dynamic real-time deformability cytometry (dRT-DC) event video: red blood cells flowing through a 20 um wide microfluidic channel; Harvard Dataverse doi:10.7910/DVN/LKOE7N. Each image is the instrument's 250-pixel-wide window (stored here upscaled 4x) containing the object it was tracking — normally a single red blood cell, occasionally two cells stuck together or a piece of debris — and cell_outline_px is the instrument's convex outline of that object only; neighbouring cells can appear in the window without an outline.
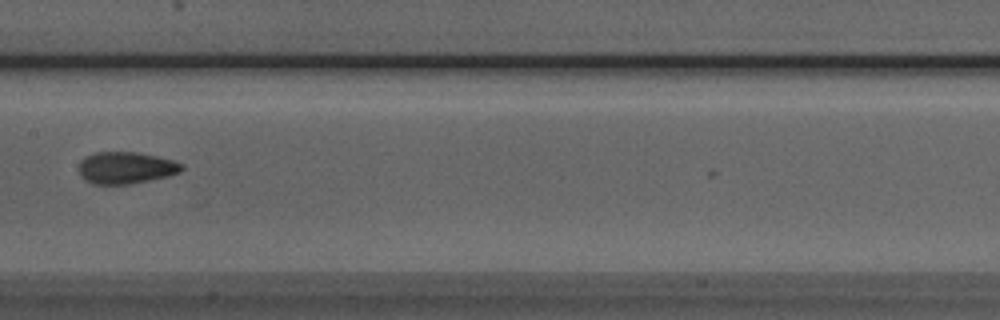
{"species": "Egyptian fruit bat (a non-hibernating species)", "species_latin": "Rousettus aegyptiacus", "temperature_condition": "room temperature", "stored_images_in_passage": 5, "camera_frame_rate_fps": 3000, "um_per_image_px": 0.085, "animal": {"sex": "male"}, "frame": {"image": 1, "passage_image": 4, "time_ms": 3.333, "image_size_px": [1000, 320], "cell_outline_px": [[184, 168], [180, 172], [168, 176], [128, 184], [92, 184], [84, 180], [80, 176], [80, 160], [96, 152], [136, 152], [156, 156], [172, 160], [184, 164]], "centroid_in_image_um": [10.7, 14.26], "position_along_channel_um": 196.7, "area_um2": 19.02}}